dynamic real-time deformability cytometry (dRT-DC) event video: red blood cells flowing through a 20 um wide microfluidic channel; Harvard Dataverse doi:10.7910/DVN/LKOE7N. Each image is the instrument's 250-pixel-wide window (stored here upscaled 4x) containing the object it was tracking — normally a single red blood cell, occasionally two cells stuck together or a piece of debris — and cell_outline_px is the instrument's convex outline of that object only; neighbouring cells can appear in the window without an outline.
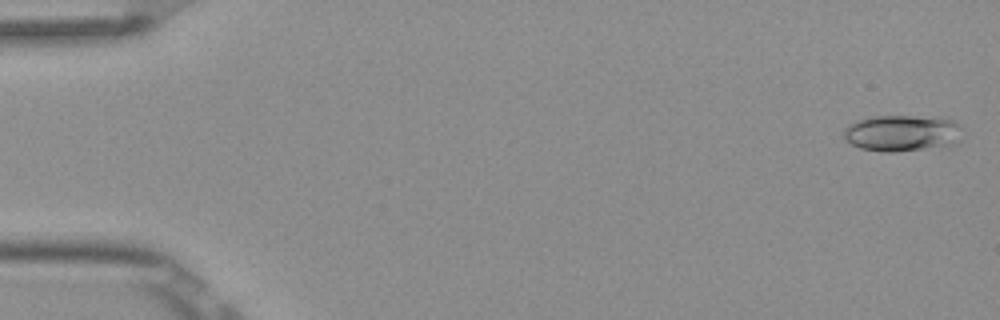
{"species": "Egyptian fruit bat (a non-hibernating species)", "species_latin": "Rousettus aegyptiacus", "temperature_condition": "room temperature", "stored_images_in_passage": 4, "camera_frame_rate_fps": 3000, "um_per_image_px": 0.085, "frame": {"image": 1, "passage_image": 1, "time_ms": 0.0, "image_size_px": [1000, 320], "cell_outline_px": [[960, 140], [952, 144], [896, 152], [880, 152], [860, 148], [844, 140], [844, 128], [848, 124], [856, 120], [872, 116], [912, 116], [952, 120], [960, 124]], "centroid_in_image_um": [76.6, 11.31], "position_along_channel_um": 8.4, "area_um2": 24.97}}
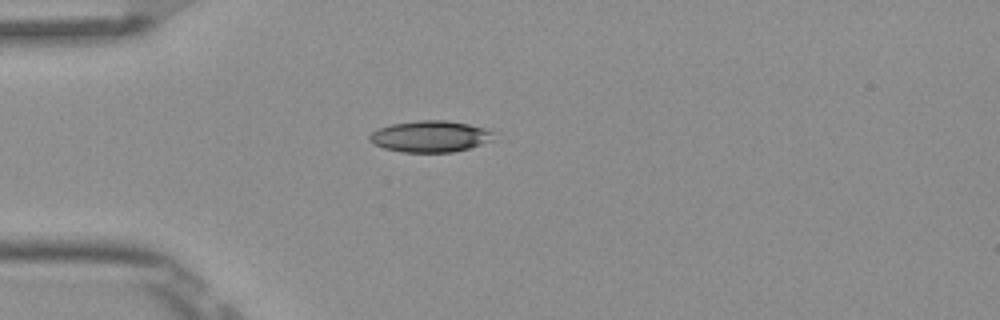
{"frame": {"image": 2, "passage_image": 4, "time_ms": 1.0, "image_size_px": [1000, 320], "cell_outline_px": [[492, 132], [488, 140], [480, 144], [468, 148], [452, 152], [400, 152], [384, 148], [372, 144], [368, 140], [368, 136], [372, 132], [380, 128], [392, 124], [416, 120], [448, 120], [488, 128]], "centroid_in_image_um": [36.49, 11.59], "position_along_channel_um": 48.5, "area_um2": 22.54}}